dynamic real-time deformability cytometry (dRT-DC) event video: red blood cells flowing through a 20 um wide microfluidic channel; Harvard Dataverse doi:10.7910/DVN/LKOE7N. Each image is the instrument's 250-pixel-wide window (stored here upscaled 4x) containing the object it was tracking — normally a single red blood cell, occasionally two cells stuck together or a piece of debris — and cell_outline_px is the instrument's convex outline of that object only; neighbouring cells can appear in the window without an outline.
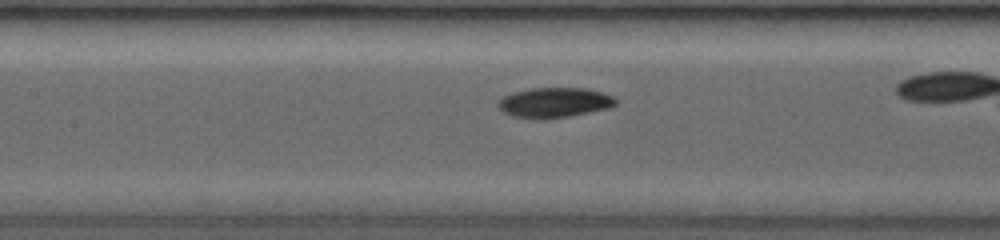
{"species": "common noctule bat (a hibernating species)", "species_latin": "Nyctalus noctula", "temperature_condition": "room temperature", "stored_images_in_passage": 34, "camera_frame_rate_fps": 3500, "um_per_image_px": 0.085, "animal": {"sex": "female", "body_mass_g": 19.0, "forearm_length_mm": 53.3}, "frame": {"image": 1, "passage_image": 12, "time_ms": 3.143, "image_size_px": [1000, 240], "cell_outline_px": [[616, 104], [608, 108], [568, 116], [516, 116], [504, 112], [500, 108], [500, 100], [504, 96], [516, 92], [532, 88], [584, 88], [600, 92], [612, 96], [616, 100]], "centroid_in_image_um": [47.19, 8.67], "position_along_channel_um": 160.2, "area_um2": 19.31}}
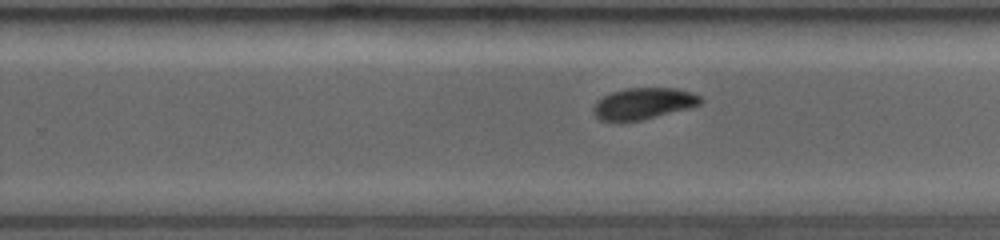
{"frame": {"image": 2, "passage_image": 22, "time_ms": 6.0, "image_size_px": [1000, 240], "cell_outline_px": [[700, 104], [640, 120], [620, 124], [600, 120], [592, 112], [592, 108], [604, 96], [612, 92], [628, 88], [676, 88], [700, 96]], "centroid_in_image_um": [54.59, 8.83], "position_along_channel_um": 275.2, "area_um2": 19.36}}
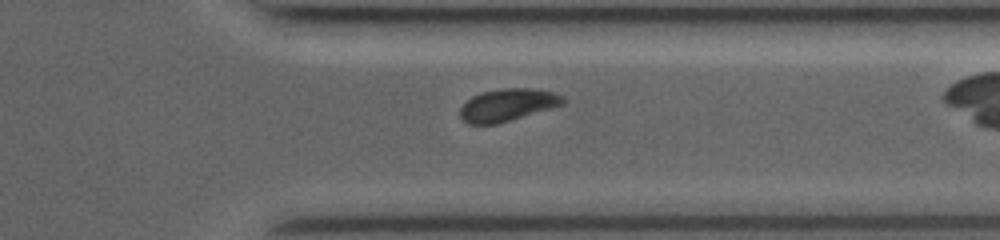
{"frame": {"image": 3, "passage_image": 30, "time_ms": 8.286, "image_size_px": [1000, 240], "cell_outline_px": [[568, 100], [564, 104], [552, 108], [496, 124], [468, 124], [460, 116], [460, 108], [472, 96], [484, 92], [504, 88], [528, 88], [556, 92], [564, 96]], "centroid_in_image_um": [43.2, 8.91], "position_along_channel_um": 368.2, "area_um2": 19.36}}